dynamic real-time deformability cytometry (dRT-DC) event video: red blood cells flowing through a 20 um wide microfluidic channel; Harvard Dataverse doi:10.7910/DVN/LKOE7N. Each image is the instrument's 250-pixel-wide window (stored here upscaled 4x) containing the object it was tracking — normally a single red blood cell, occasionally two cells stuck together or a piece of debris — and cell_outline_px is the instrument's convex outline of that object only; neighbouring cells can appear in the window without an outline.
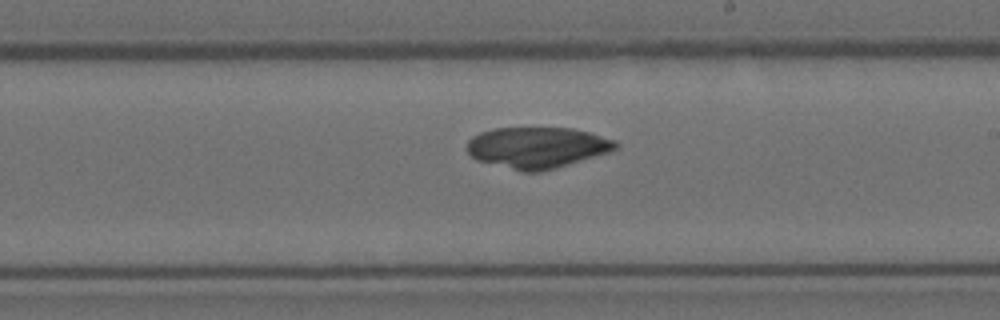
{"species": "Egyptian fruit bat (a non-hibernating species)", "species_latin": "Rousettus aegyptiacus", "temperature_condition": "room temperature", "stored_images_in_passage": 26, "camera_frame_rate_fps": 3000, "um_per_image_px": 0.085, "animal": {"sex": "female"}, "frame": {"image": 1, "passage_image": 18, "time_ms": 5.667, "image_size_px": [1000, 320], "cell_outline_px": [[620, 144], [616, 148], [608, 152], [568, 164], [540, 172], [524, 172], [476, 160], [464, 148], [468, 140], [472, 136], [480, 132], [496, 128], [572, 128], [588, 132], [616, 140]], "centroid_in_image_um": [45.62, 12.53], "position_along_channel_um": 243.4, "area_um2": 35.49}}
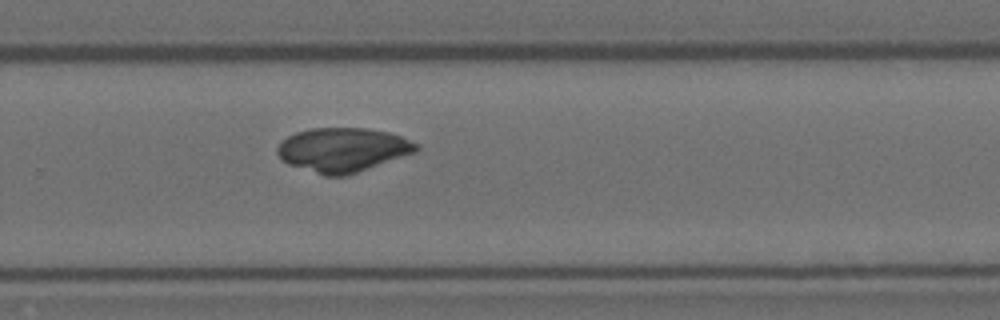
{"frame": {"image": 2, "passage_image": 22, "time_ms": 7.0, "image_size_px": [1000, 320], "cell_outline_px": [[420, 148], [416, 152], [348, 176], [324, 176], [288, 164], [280, 160], [276, 152], [276, 148], [288, 136], [296, 132], [312, 128], [368, 128], [388, 132], [400, 136], [420, 144]], "centroid_in_image_um": [29.14, 12.74], "position_along_channel_um": 300.7, "area_um2": 36.01}}
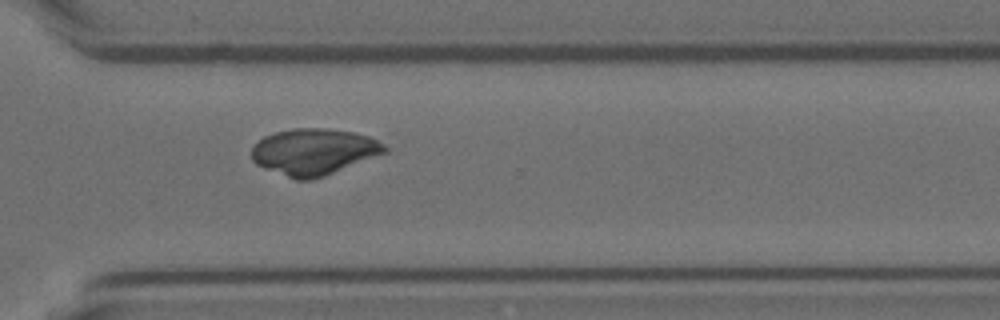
{"frame": {"image": 3, "passage_image": 25, "time_ms": 8.0, "image_size_px": [1000, 320], "cell_outline_px": [[388, 152], [324, 176], [312, 180], [296, 180], [264, 168], [256, 164], [252, 160], [252, 148], [264, 136], [276, 132], [292, 128], [324, 128], [352, 132], [368, 136], [384, 144], [388, 148]], "centroid_in_image_um": [26.68, 12.9], "position_along_channel_um": 343.9, "area_um2": 35.84}}